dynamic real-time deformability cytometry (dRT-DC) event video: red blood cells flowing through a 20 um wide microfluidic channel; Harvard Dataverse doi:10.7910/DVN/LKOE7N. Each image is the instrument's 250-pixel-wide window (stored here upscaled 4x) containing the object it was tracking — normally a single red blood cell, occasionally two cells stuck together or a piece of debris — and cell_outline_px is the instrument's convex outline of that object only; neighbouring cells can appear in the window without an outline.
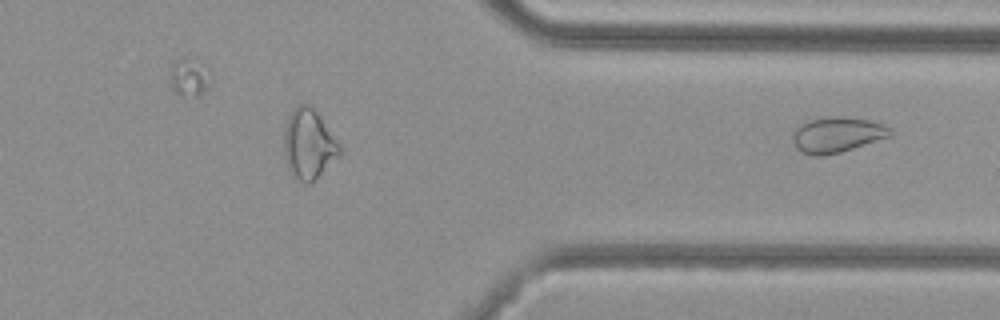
{"species": "common noctule bat (a hibernating species)", "species_latin": "Nyctalus noctula", "temperature_condition": "cold", "stored_images_in_passage": 40, "segment_of_instrument_passage": [2, 2], "camera_frame_rate_fps": 3000, "um_per_image_px": 0.085, "animal": {"sex": "female", "body_mass_g": 29.2, "forearm_length_mm": 56.3}, "frame": {"image": 1, "passage_image": 40, "time_ms": 13.0, "image_size_px": [1000, 320], "cell_outline_px": [[892, 136], [840, 152], [824, 156], [812, 156], [800, 152], [796, 148], [792, 140], [792, 136], [796, 128], [800, 124], [808, 120], [836, 116], [844, 116], [872, 120], [884, 124], [892, 128]], "centroid_in_image_um": [71.17, 11.45], "position_along_channel_um": 340.2, "area_um2": 20.46}}